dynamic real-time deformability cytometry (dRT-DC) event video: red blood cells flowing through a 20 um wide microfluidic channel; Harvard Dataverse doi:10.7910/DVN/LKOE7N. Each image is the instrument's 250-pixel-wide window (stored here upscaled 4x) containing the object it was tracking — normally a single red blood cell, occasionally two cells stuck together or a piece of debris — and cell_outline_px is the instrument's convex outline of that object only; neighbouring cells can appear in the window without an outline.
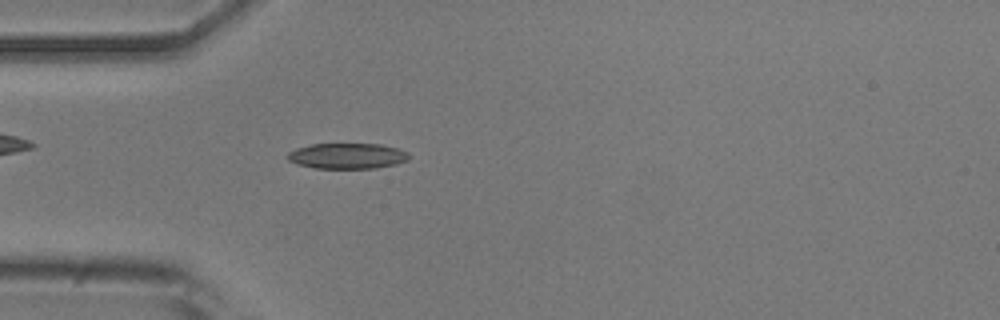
{"species": "common noctule bat (a hibernating species)", "species_latin": "Nyctalus noctula", "temperature_condition": "room temperature", "stored_images_in_passage": 3, "camera_frame_rate_fps": 3000, "um_per_image_px": 0.085, "animal": {"sex": "male", "body_mass_g": 20.5, "forearm_length_mm": 52.5}, "frame": {"image": 1, "passage_image": 3, "time_ms": 0.667, "image_size_px": [1000, 320], "cell_outline_px": [[412, 156], [408, 160], [396, 164], [376, 168], [316, 168], [300, 164], [288, 160], [284, 156], [288, 152], [296, 148], [312, 144], [380, 144], [396, 148], [408, 152]], "centroid_in_image_um": [29.53, 13.25], "position_along_channel_um": 55.5, "area_um2": 18.15}}